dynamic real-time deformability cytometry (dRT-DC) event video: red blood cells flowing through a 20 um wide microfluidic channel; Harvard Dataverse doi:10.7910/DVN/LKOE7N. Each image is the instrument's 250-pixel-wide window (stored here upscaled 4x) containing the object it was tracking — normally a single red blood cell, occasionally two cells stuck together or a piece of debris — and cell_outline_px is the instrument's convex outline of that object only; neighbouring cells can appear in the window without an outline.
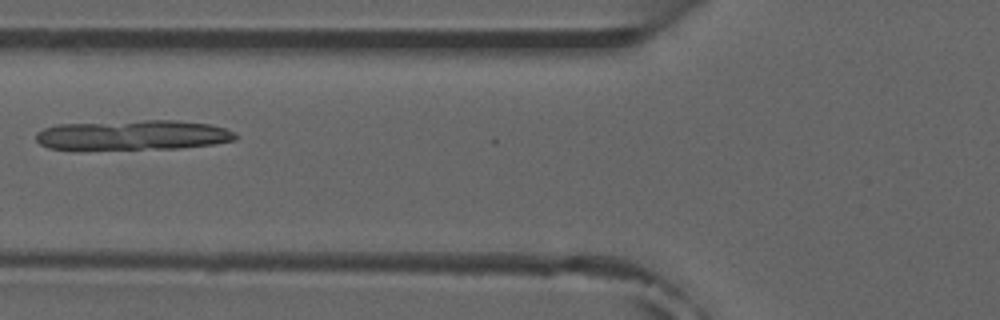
{"species": "common noctule bat (a hibernating species)", "species_latin": "Nyctalus noctula", "temperature_condition": "room temperature", "stored_images_in_passage": 6, "camera_frame_rate_fps": 3000, "um_per_image_px": 0.085, "animal": {"sex": "male", "forearm_length_mm": 52.5}, "frame": {"image": 1, "passage_image": 6, "time_ms": 6.333, "image_size_px": [1000, 320], "cell_outline_px": [[236, 140], [212, 144], [180, 148], [48, 148], [40, 144], [36, 140], [36, 132], [44, 128], [56, 124], [144, 120], [176, 120], [208, 124], [224, 128], [236, 132]], "centroid_in_image_um": [11.32, 11.46], "position_along_channel_um": 114.5, "area_um2": 34.28}}